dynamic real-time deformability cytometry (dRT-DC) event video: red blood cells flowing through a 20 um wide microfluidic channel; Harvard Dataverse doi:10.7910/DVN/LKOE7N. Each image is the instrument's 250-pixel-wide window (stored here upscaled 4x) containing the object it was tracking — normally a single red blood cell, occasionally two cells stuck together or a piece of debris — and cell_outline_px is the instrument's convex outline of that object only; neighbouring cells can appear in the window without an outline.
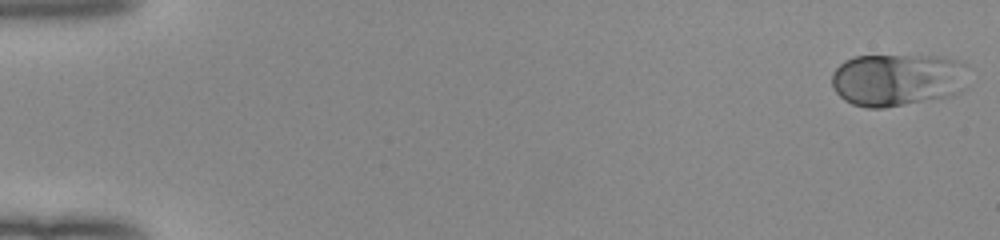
{"species": "human", "species_latin": "Homo sapiens", "temperature_condition": "room temperature", "stored_images_in_passage": 16, "camera_frame_rate_fps": 3000, "um_per_image_px": 0.085, "donor": {"sex": "female"}, "frame": {"image": 1, "passage_image": 1, "time_ms": 0.0, "image_size_px": [1000, 240], "cell_outline_px": [[968, 88], [952, 96], [884, 108], [868, 108], [852, 104], [844, 100], [832, 88], [832, 72], [844, 60], [856, 56], [944, 56], [956, 60], [964, 64]], "centroid_in_image_um": [76.3, 6.79], "position_along_channel_um": 8.7, "area_um2": 42.37}}
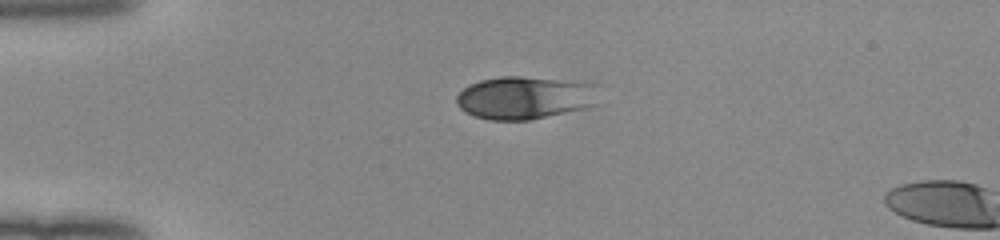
{"frame": {"image": 2, "passage_image": 13, "time_ms": 4.0, "image_size_px": [1000, 240], "cell_outline_px": [[600, 104], [584, 108], [528, 120], [488, 120], [472, 116], [464, 112], [456, 104], [456, 96], [468, 84], [480, 80], [500, 76], [520, 76], [584, 80], [600, 84]], "centroid_in_image_um": [44.72, 8.27], "position_along_channel_um": 40.3, "area_um2": 36.82}}